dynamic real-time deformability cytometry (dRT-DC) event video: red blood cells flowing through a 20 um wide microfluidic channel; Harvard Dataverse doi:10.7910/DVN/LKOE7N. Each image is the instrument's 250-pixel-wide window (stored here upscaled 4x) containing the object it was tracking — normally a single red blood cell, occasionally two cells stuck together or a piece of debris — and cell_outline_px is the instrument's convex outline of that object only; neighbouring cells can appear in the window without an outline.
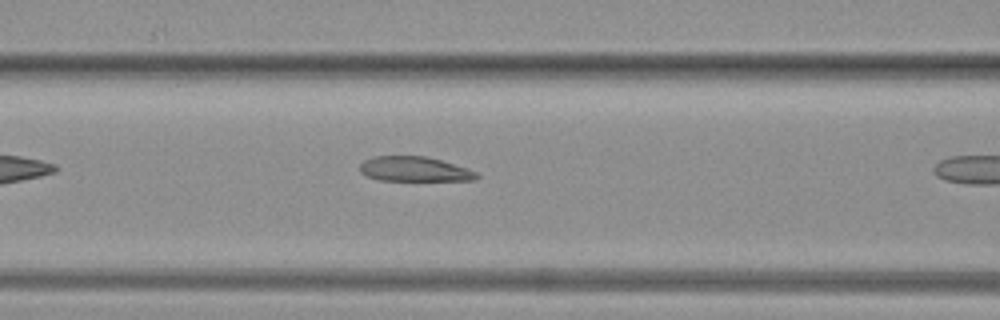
{"species": "common noctule bat (a hibernating species)", "species_latin": "Nyctalus noctula", "temperature_condition": "warm", "stored_images_in_passage": 7, "camera_frame_rate_fps": 3000, "um_per_image_px": 0.085, "animal": {"sex": "female", "body_mass_g": 19.3, "forearm_length_mm": 54.1}, "frame": {"image": 1, "passage_image": 6, "time_ms": 1.667, "image_size_px": [1000, 320], "cell_outline_px": [[480, 176], [476, 180], [380, 180], [368, 176], [360, 172], [360, 164], [364, 160], [372, 156], [428, 156], [468, 168], [476, 172]], "centroid_in_image_um": [35.24, 14.36], "position_along_channel_um": 131.4, "area_um2": 16.88}}